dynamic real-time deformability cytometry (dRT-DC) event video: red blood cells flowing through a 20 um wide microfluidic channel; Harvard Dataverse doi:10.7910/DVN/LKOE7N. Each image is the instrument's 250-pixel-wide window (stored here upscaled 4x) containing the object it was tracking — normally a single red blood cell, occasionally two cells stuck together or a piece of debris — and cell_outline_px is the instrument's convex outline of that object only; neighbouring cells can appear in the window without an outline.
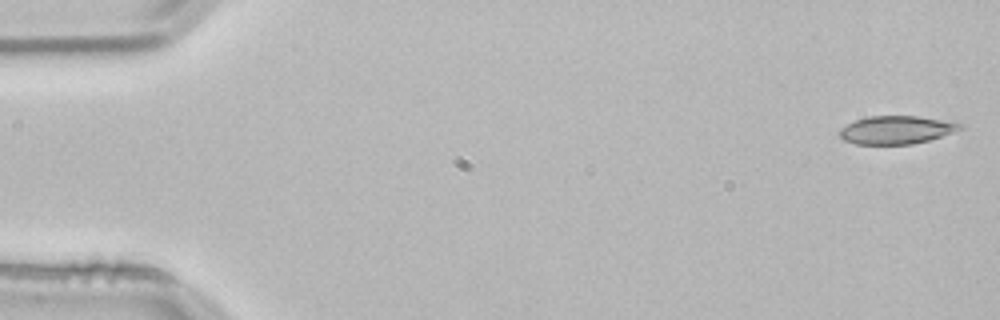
{"species": "common noctule bat (a hibernating species)", "species_latin": "Nyctalus noctula", "temperature_condition": "room temperature", "stored_images_in_passage": 52, "camera_frame_rate_fps": 3000, "um_per_image_px": 0.085, "animal": {"sex": "male", "body_mass_g": 21.5, "forearm_length_mm": 52.0}, "frame": {"image": 1, "passage_image": 1, "time_ms": 0.0, "image_size_px": [1000, 320], "cell_outline_px": [[964, 128], [928, 140], [912, 144], [856, 144], [844, 140], [840, 136], [840, 128], [856, 120], [868, 116], [916, 116], [964, 124]], "centroid_in_image_um": [76.17, 11.04], "position_along_channel_um": 8.8, "area_um2": 19.42}}
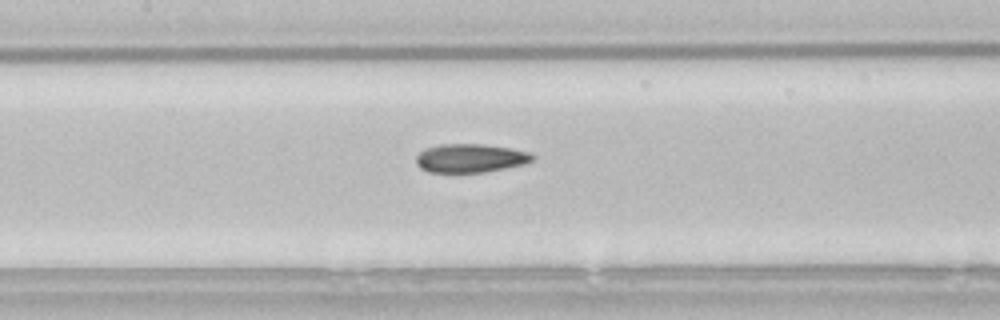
{"frame": {"image": 2, "passage_image": 24, "time_ms": 7.667, "image_size_px": [1000, 320], "cell_outline_px": [[536, 156], [532, 160], [524, 164], [484, 172], [428, 172], [420, 168], [416, 164], [416, 156], [420, 152], [428, 148], [440, 144], [480, 144], [508, 148], [528, 152]], "centroid_in_image_um": [39.96, 13.45], "position_along_channel_um": 167.4, "area_um2": 19.19}}
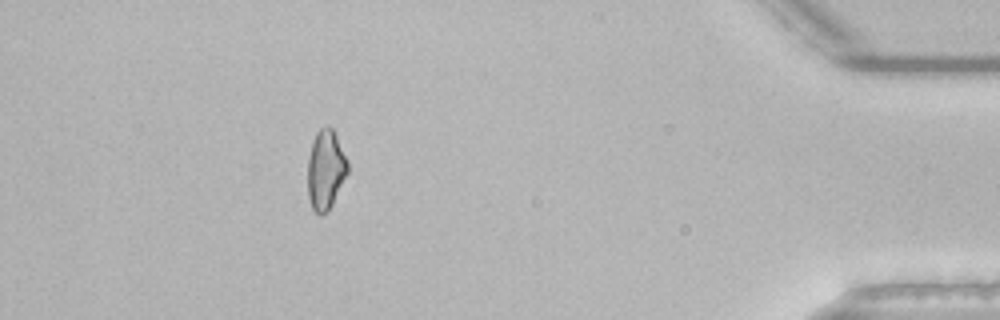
{"frame": {"image": 3, "passage_image": 47, "time_ms": 15.333, "image_size_px": [1000, 320], "cell_outline_px": [[348, 172], [328, 212], [320, 216], [312, 208], [308, 196], [308, 156], [312, 140], [316, 132], [320, 128], [328, 124], [332, 128], [348, 160]], "centroid_in_image_um": [27.67, 14.41], "position_along_channel_um": 407.5, "area_um2": 18.67}, "authors_computed_cell_mechanics": {"area_um2": 19.6231, "velocity_mm_per_s": 3.8487, "shape_relaxation_time_tau1_ms": null, "shape_relaxation_time_tau2_ms": 3.461, "deformation_change_tau1": null, "deformation_change_tau2": 0.0958}}